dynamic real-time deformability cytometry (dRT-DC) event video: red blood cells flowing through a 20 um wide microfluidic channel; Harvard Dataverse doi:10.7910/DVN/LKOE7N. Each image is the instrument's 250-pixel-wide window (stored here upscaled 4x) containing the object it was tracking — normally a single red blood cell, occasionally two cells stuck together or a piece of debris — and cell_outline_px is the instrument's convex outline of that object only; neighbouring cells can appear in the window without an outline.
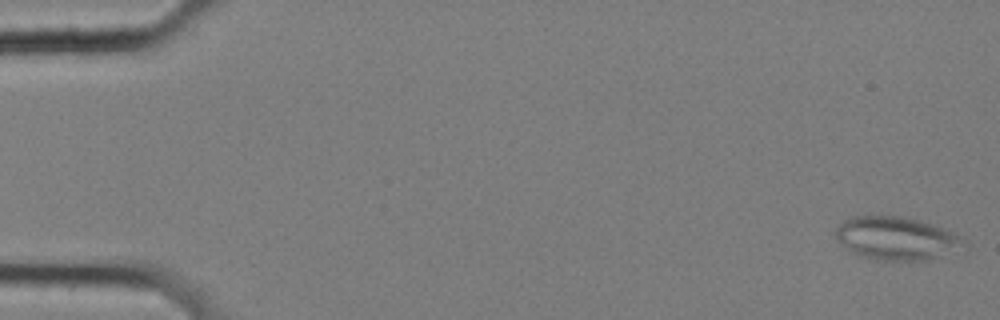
{"species": "common noctule bat (a hibernating species)", "species_latin": "Nyctalus noctula", "temperature_condition": "cold", "stored_images_in_passage": 19, "camera_frame_rate_fps": 3000, "um_per_image_px": 0.085, "animal": {"sex": "female", "body_mass_g": 25.1}, "frame": {"image": 1, "passage_image": 2, "time_ms": 0.333, "image_size_px": [1000, 320], "cell_outline_px": [[972, 244], [968, 248], [924, 260], [872, 260], [856, 256], [836, 236], [836, 228], [844, 220], [852, 216], [900, 216], [916, 220], [952, 232], [968, 240]], "centroid_in_image_um": [76.26, 20.28], "position_along_channel_um": 8.7, "area_um2": 32.19}}